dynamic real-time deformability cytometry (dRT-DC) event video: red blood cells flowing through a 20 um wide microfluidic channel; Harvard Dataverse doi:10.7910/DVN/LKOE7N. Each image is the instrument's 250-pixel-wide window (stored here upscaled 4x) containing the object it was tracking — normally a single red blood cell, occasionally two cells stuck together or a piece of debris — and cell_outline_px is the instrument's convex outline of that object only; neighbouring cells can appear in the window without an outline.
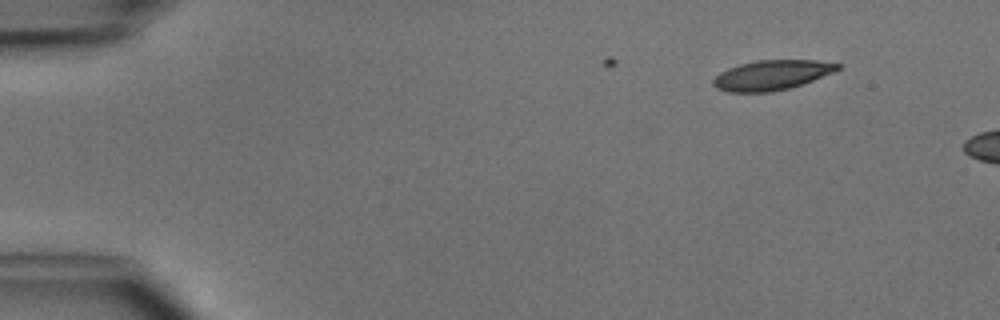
{"species": "common noctule bat (a hibernating species)", "species_latin": "Nyctalus noctula", "temperature_condition": "cold", "stored_images_in_passage": 3, "camera_frame_rate_fps": 3000, "um_per_image_px": 0.085, "animal": {"sex": "male", "body_mass_g": 15.6}, "frame": {"image": 1, "passage_image": 1, "time_ms": 0.0, "image_size_px": [1000, 320], "cell_outline_px": [[844, 64], [840, 68], [832, 72], [812, 80], [788, 88], [772, 92], [728, 92], [716, 88], [712, 84], [712, 80], [720, 72], [728, 68], [740, 64], [756, 60], [816, 60]], "centroid_in_image_um": [65.57, 6.38], "position_along_channel_um": 19.4, "area_um2": 21.56}}